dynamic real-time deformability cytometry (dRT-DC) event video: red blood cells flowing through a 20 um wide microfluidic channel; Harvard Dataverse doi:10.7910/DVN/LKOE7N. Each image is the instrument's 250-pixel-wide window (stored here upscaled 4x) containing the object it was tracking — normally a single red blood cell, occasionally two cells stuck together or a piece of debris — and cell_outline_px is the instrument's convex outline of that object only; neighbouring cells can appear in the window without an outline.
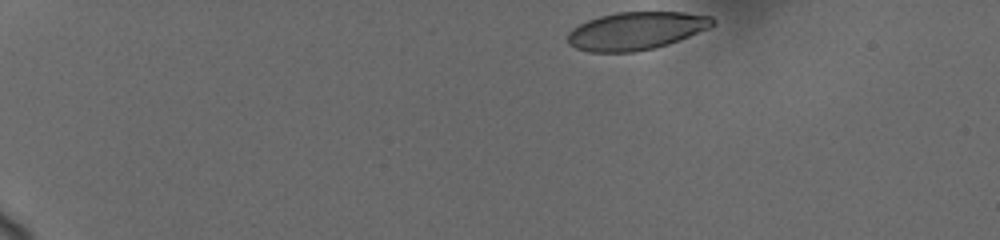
{"species": "human", "species_latin": "Homo sapiens", "temperature_condition": "cold", "stored_images_in_passage": 7, "camera_frame_rate_fps": 3000, "um_per_image_px": 0.085, "donor": {"sex": "female"}, "frame": {"image": 1, "passage_image": 1, "time_ms": 0.0, "image_size_px": [1000, 240], "cell_outline_px": [[716, 24], [708, 28], [668, 44], [652, 48], [632, 52], [588, 52], [576, 48], [568, 44], [568, 32], [572, 28], [588, 20], [600, 16], [616, 12], [684, 12], [712, 16], [716, 20]], "centroid_in_image_um": [54.06, 2.61], "position_along_channel_um": 30.9, "area_um2": 31.91}}
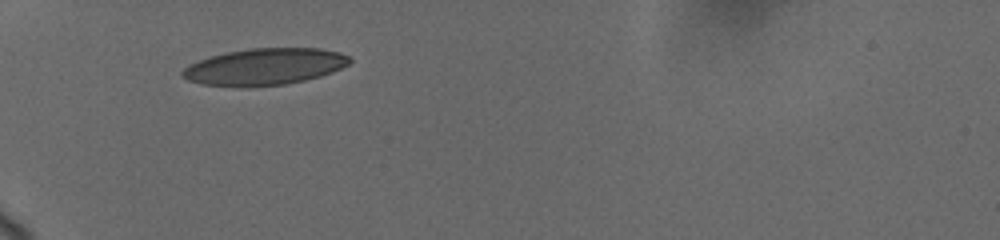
{"frame": {"image": 2, "passage_image": 5, "time_ms": 3.333, "image_size_px": [1000, 240], "cell_outline_px": [[352, 60], [348, 64], [332, 72], [320, 76], [304, 80], [284, 84], [200, 84], [188, 80], [180, 72], [188, 64], [196, 60], [228, 52], [248, 48], [320, 48], [340, 52], [352, 56]], "centroid_in_image_um": [22.54, 5.62], "position_along_channel_um": 62.5, "area_um2": 34.85}}
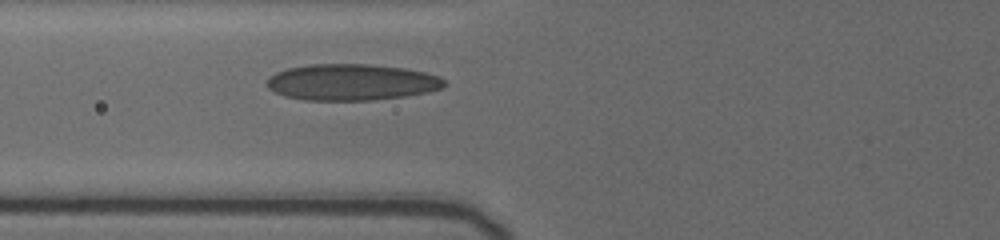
{"frame": {"image": 3, "passage_image": 7, "time_ms": 4.667, "image_size_px": [1000, 240], "cell_outline_px": [[444, 84], [440, 88], [428, 92], [404, 96], [372, 100], [304, 100], [284, 96], [268, 88], [264, 84], [276, 72], [288, 68], [312, 64], [364, 64], [404, 68], [424, 72], [440, 76], [444, 80]], "centroid_in_image_um": [29.86, 6.99], "position_along_channel_um": 95.9, "area_um2": 37.34}}